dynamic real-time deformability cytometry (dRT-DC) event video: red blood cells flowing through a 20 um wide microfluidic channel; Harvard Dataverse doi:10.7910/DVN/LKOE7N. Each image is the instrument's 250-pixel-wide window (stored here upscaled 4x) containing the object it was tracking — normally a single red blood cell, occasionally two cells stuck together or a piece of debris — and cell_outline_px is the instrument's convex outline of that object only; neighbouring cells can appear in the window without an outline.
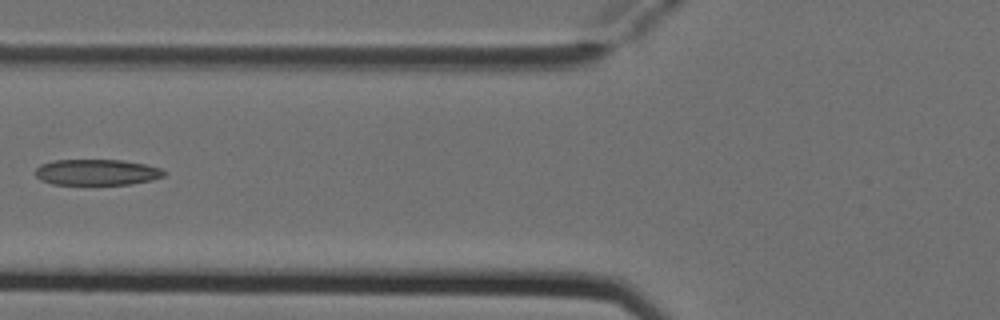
{"species": "Egyptian fruit bat (a non-hibernating species)", "species_latin": "Rousettus aegyptiacus", "temperature_condition": "cold", "stored_images_in_passage": 5, "camera_frame_rate_fps": 3000, "um_per_image_px": 0.085, "animal": {"sex": "female"}, "frame": {"image": 1, "passage_image": 4, "time_ms": 1.0, "image_size_px": [1000, 320], "cell_outline_px": [[168, 172], [164, 176], [152, 180], [132, 184], [52, 184], [40, 180], [36, 176], [36, 168], [40, 164], [56, 160], [124, 160], [144, 164], [160, 168]], "centroid_in_image_um": [8.25, 14.64], "position_along_channel_um": 117.6, "area_um2": 19.48}}
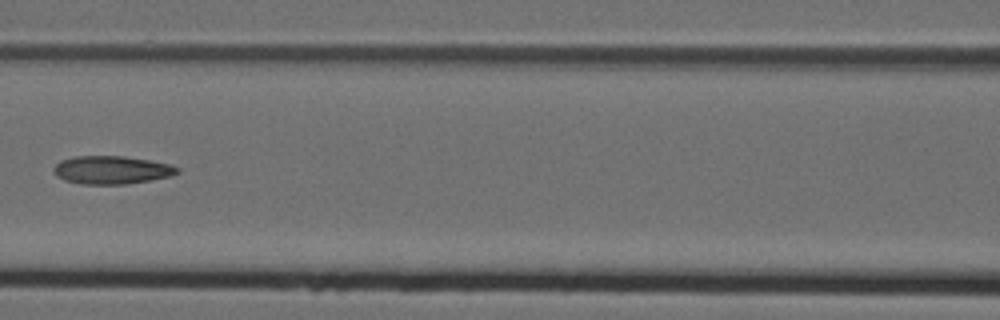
{"frame": {"image": 2, "passage_image": 5, "time_ms": 1.333, "image_size_px": [1000, 320], "cell_outline_px": [[180, 172], [172, 176], [124, 184], [80, 184], [64, 180], [56, 176], [52, 172], [52, 168], [60, 160], [72, 156], [124, 156], [172, 164], [180, 168]], "centroid_in_image_um": [9.46, 14.44], "position_along_channel_um": 157.1, "area_um2": 20.46}}